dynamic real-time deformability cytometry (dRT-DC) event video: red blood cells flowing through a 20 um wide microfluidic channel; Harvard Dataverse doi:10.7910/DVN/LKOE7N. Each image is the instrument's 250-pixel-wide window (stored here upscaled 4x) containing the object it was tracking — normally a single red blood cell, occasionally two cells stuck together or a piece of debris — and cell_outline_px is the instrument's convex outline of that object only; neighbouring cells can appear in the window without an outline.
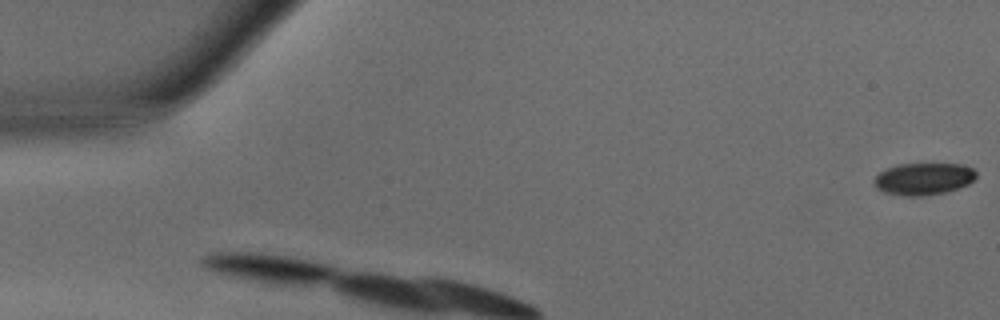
{"species": "common noctule bat (a hibernating species)", "species_latin": "Nyctalus noctula", "temperature_condition": "warm", "stored_images_in_passage": 3, "camera_frame_rate_fps": 3000, "um_per_image_px": 0.085, "animal": {"sex": "male", "body_mass_g": 15.6}, "frame": {"image": 1, "passage_image": 1, "time_ms": 0.0, "image_size_px": [1000, 320], "cell_outline_px": [[976, 176], [968, 184], [944, 192], [924, 196], [904, 196], [884, 192], [876, 188], [872, 184], [872, 180], [880, 172], [888, 168], [900, 164], [964, 164], [972, 168], [976, 172]], "centroid_in_image_um": [78.46, 15.2], "position_along_channel_um": 6.5, "area_um2": 19.02}}